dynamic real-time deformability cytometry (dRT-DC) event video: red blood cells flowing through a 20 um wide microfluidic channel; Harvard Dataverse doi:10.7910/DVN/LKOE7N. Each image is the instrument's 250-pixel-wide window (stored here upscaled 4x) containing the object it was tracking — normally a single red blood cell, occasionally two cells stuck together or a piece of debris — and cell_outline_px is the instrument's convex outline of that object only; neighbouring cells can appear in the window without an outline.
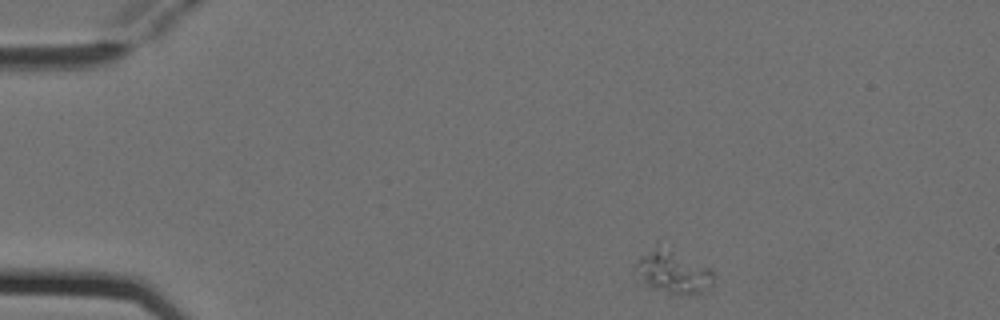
{"species": "Egyptian fruit bat (a non-hibernating species)", "species_latin": "Rousettus aegyptiacus", "temperature_condition": "cold", "stored_images_in_passage": 2, "camera_frame_rate_fps": 3000, "um_per_image_px": 0.085, "animal": {"sex": "female"}, "frame": {"image": 1, "passage_image": 1, "time_ms": 0.0, "image_size_px": [1000, 320], "cell_outline_px": [[712, 284], [708, 288], [700, 292], [680, 296], [668, 296], [648, 288], [636, 264], [636, 260], [640, 256], [656, 248], [712, 268]], "centroid_in_image_um": [57.23, 23.27], "position_along_channel_um": 27.8, "area_um2": 18.32}}